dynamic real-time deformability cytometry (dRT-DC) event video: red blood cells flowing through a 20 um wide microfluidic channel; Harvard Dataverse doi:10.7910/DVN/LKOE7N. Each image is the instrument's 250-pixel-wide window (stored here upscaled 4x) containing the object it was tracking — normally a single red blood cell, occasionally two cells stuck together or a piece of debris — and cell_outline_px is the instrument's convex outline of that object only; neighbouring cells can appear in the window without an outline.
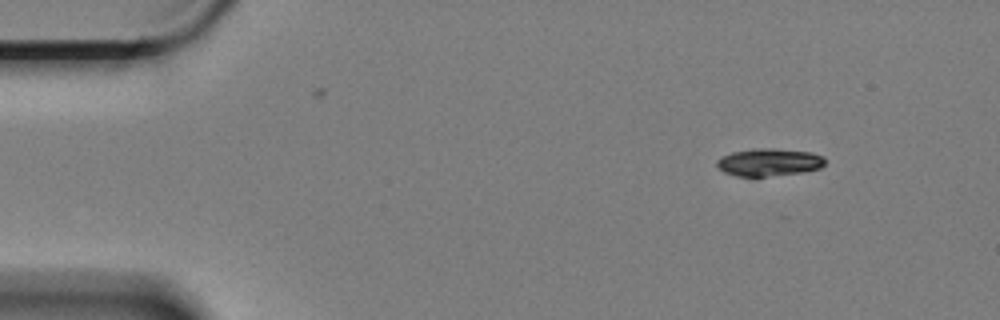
{"species": "Egyptian fruit bat (a non-hibernating species)", "species_latin": "Rousettus aegyptiacus", "temperature_condition": "cold", "stored_images_in_passage": 42, "camera_frame_rate_fps": 3000, "um_per_image_px": 0.085, "animal": {"sex": "female"}, "frame": {"image": 1, "passage_image": 1, "time_ms": 0.0, "image_size_px": [1000, 320], "cell_outline_px": [[824, 164], [820, 168], [800, 172], [764, 176], [736, 176], [724, 172], [716, 164], [716, 160], [720, 156], [732, 152], [756, 148], [772, 148], [812, 152], [824, 156]], "centroid_in_image_um": [65.34, 13.77], "position_along_channel_um": 19.7, "area_um2": 17.28}}
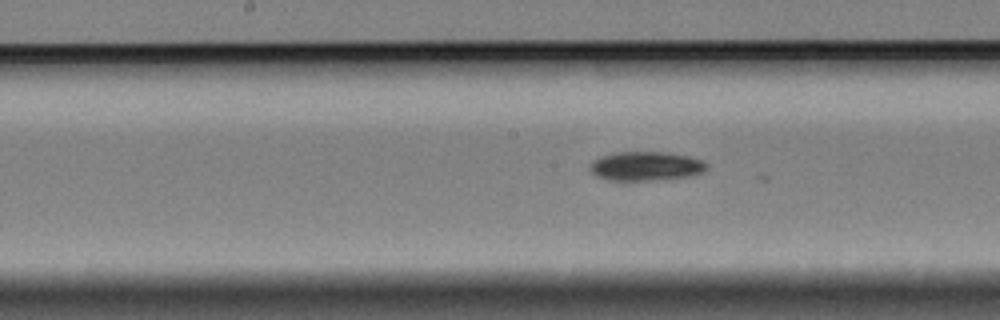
{"frame": {"image": 2, "passage_image": 24, "time_ms": 7.667, "image_size_px": [1000, 320], "cell_outline_px": [[708, 168], [692, 176], [624, 184], [608, 180], [596, 176], [592, 172], [592, 160], [600, 156], [616, 152], [668, 152], [688, 156], [700, 160], [708, 164]], "centroid_in_image_um": [54.86, 14.16], "position_along_channel_um": 193.3, "area_um2": 20.46}}
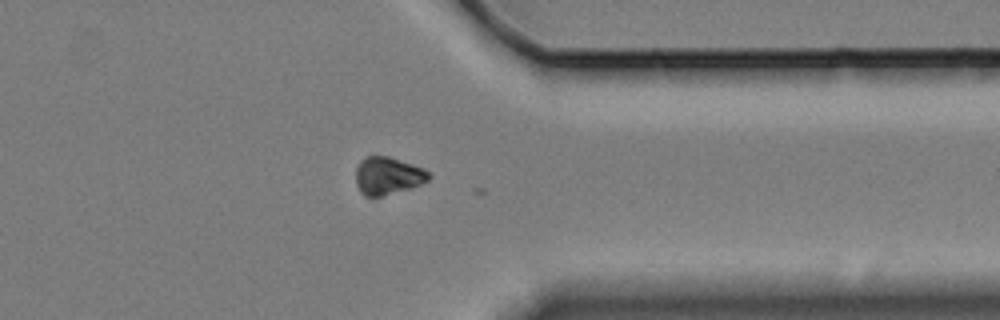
{"frame": {"image": 3, "passage_image": 41, "time_ms": 13.333, "image_size_px": [1000, 320], "cell_outline_px": [[432, 176], [428, 180], [420, 184], [408, 188], [380, 196], [364, 196], [360, 192], [356, 184], [356, 168], [360, 160], [364, 156], [388, 156], [424, 168]], "centroid_in_image_um": [32.93, 14.92], "position_along_channel_um": 378.5, "area_um2": 15.9}, "authors_computed_cell_mechanics": {"area_um2": 19.1029, "velocity_mm_per_s": 3.3642, "shape_relaxation_time_tau1_ms": 2.5275, "shape_relaxation_time_tau2_ms": null, "deformation_change_tau1": 0.0882, "deformation_change_tau2": null}}